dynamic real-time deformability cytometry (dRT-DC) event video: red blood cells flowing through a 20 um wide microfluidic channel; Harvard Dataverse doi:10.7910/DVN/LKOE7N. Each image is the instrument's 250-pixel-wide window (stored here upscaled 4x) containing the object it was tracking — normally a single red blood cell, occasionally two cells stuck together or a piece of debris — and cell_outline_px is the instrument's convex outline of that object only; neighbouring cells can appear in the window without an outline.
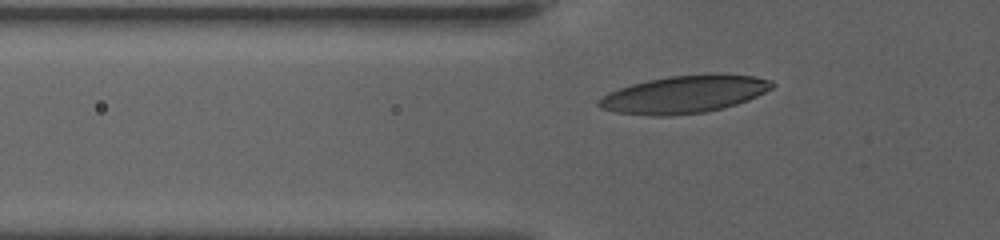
{"species": "human", "species_latin": "Homo sapiens", "temperature_condition": "warm", "stored_images_in_passage": 40, "camera_frame_rate_fps": 3000, "um_per_image_px": 0.085, "donor": {"sex": "female"}, "frame": {"image": 1, "passage_image": 9, "time_ms": 2.667, "image_size_px": [1000, 240], "cell_outline_px": [[776, 84], [772, 88], [748, 100], [724, 108], [704, 112], [668, 116], [656, 116], [616, 112], [600, 108], [596, 104], [596, 100], [608, 92], [632, 84], [648, 80], [668, 76], [712, 72], [716, 72], [756, 76], [772, 80]], "centroid_in_image_um": [58.19, 7.99], "position_along_channel_um": 67.6, "area_um2": 38.44}}
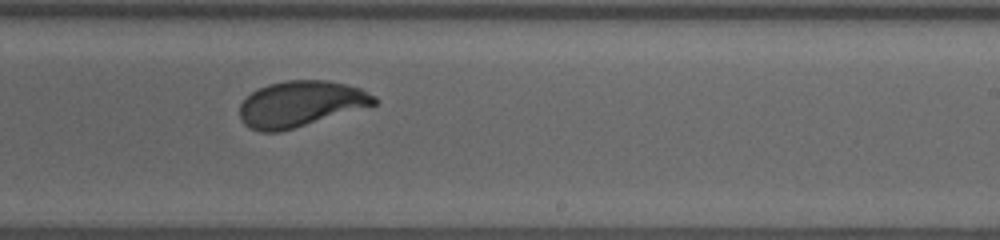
{"frame": {"image": 2, "passage_image": 26, "time_ms": 8.333, "image_size_px": [1000, 240], "cell_outline_px": [[380, 100], [376, 104], [280, 132], [260, 132], [244, 124], [240, 120], [240, 104], [252, 92], [268, 84], [284, 80], [328, 80], [360, 88], [376, 96]], "centroid_in_image_um": [25.55, 8.82], "position_along_channel_um": 263.5, "area_um2": 35.72}}
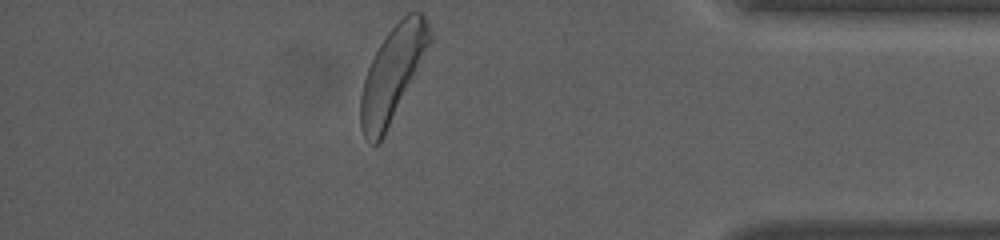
{"frame": {"image": 3, "passage_image": 40, "time_ms": 13.0, "image_size_px": [1000, 240], "cell_outline_px": [[432, 40], [384, 136], [376, 144], [372, 144], [364, 136], [360, 128], [360, 96], [364, 80], [368, 68], [380, 44], [388, 32], [408, 12], [424, 12], [432, 36]], "centroid_in_image_um": [33.36, 6.26], "position_along_channel_um": 401.8, "area_um2": 36.99}, "authors_computed_cell_mechanics": {"area_um2": 36.3273, "velocity_mm_per_s": 3.5436, "shape_relaxation_time_tau1_ms": 3.7466, "shape_relaxation_time_tau2_ms": null, "deformation_change_tau1": 0.1761, "deformation_change_tau2": null}}